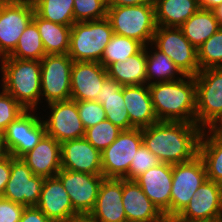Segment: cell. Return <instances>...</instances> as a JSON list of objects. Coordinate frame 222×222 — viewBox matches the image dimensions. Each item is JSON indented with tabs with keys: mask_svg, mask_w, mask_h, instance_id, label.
I'll return each instance as SVG.
<instances>
[{
	"mask_svg": "<svg viewBox=\"0 0 222 222\" xmlns=\"http://www.w3.org/2000/svg\"><path fill=\"white\" fill-rule=\"evenodd\" d=\"M202 129L195 123L158 121L142 128L143 144L161 163H184L198 155Z\"/></svg>",
	"mask_w": 222,
	"mask_h": 222,
	"instance_id": "1",
	"label": "cell"
},
{
	"mask_svg": "<svg viewBox=\"0 0 222 222\" xmlns=\"http://www.w3.org/2000/svg\"><path fill=\"white\" fill-rule=\"evenodd\" d=\"M149 86L158 121L196 124V84L194 76L154 83Z\"/></svg>",
	"mask_w": 222,
	"mask_h": 222,
	"instance_id": "2",
	"label": "cell"
},
{
	"mask_svg": "<svg viewBox=\"0 0 222 222\" xmlns=\"http://www.w3.org/2000/svg\"><path fill=\"white\" fill-rule=\"evenodd\" d=\"M1 88L26 110L41 107V63L38 60L3 58ZM39 106V107H38Z\"/></svg>",
	"mask_w": 222,
	"mask_h": 222,
	"instance_id": "3",
	"label": "cell"
},
{
	"mask_svg": "<svg viewBox=\"0 0 222 222\" xmlns=\"http://www.w3.org/2000/svg\"><path fill=\"white\" fill-rule=\"evenodd\" d=\"M109 19L75 22L71 26L68 56L74 61L100 62L113 37Z\"/></svg>",
	"mask_w": 222,
	"mask_h": 222,
	"instance_id": "4",
	"label": "cell"
},
{
	"mask_svg": "<svg viewBox=\"0 0 222 222\" xmlns=\"http://www.w3.org/2000/svg\"><path fill=\"white\" fill-rule=\"evenodd\" d=\"M114 34L133 38L144 46L152 43L156 31L154 4L107 7Z\"/></svg>",
	"mask_w": 222,
	"mask_h": 222,
	"instance_id": "5",
	"label": "cell"
},
{
	"mask_svg": "<svg viewBox=\"0 0 222 222\" xmlns=\"http://www.w3.org/2000/svg\"><path fill=\"white\" fill-rule=\"evenodd\" d=\"M196 84V124L205 130L222 112V67L200 70Z\"/></svg>",
	"mask_w": 222,
	"mask_h": 222,
	"instance_id": "6",
	"label": "cell"
},
{
	"mask_svg": "<svg viewBox=\"0 0 222 222\" xmlns=\"http://www.w3.org/2000/svg\"><path fill=\"white\" fill-rule=\"evenodd\" d=\"M41 63V104L71 99V68L68 54L45 55ZM44 100V101H43Z\"/></svg>",
	"mask_w": 222,
	"mask_h": 222,
	"instance_id": "7",
	"label": "cell"
},
{
	"mask_svg": "<svg viewBox=\"0 0 222 222\" xmlns=\"http://www.w3.org/2000/svg\"><path fill=\"white\" fill-rule=\"evenodd\" d=\"M152 44L166 54L184 76L195 77L200 71L197 49L180 28L157 26Z\"/></svg>",
	"mask_w": 222,
	"mask_h": 222,
	"instance_id": "8",
	"label": "cell"
},
{
	"mask_svg": "<svg viewBox=\"0 0 222 222\" xmlns=\"http://www.w3.org/2000/svg\"><path fill=\"white\" fill-rule=\"evenodd\" d=\"M35 13L32 0H0V54L9 56Z\"/></svg>",
	"mask_w": 222,
	"mask_h": 222,
	"instance_id": "9",
	"label": "cell"
},
{
	"mask_svg": "<svg viewBox=\"0 0 222 222\" xmlns=\"http://www.w3.org/2000/svg\"><path fill=\"white\" fill-rule=\"evenodd\" d=\"M142 144V128L122 130L116 140L101 152L102 175L127 179L132 159Z\"/></svg>",
	"mask_w": 222,
	"mask_h": 222,
	"instance_id": "10",
	"label": "cell"
},
{
	"mask_svg": "<svg viewBox=\"0 0 222 222\" xmlns=\"http://www.w3.org/2000/svg\"><path fill=\"white\" fill-rule=\"evenodd\" d=\"M206 180V168L199 155L190 161L172 165L170 221L184 209L199 186Z\"/></svg>",
	"mask_w": 222,
	"mask_h": 222,
	"instance_id": "11",
	"label": "cell"
},
{
	"mask_svg": "<svg viewBox=\"0 0 222 222\" xmlns=\"http://www.w3.org/2000/svg\"><path fill=\"white\" fill-rule=\"evenodd\" d=\"M40 114L41 112L37 110H26L7 126L3 132V138L10 155L21 158L46 134L45 124Z\"/></svg>",
	"mask_w": 222,
	"mask_h": 222,
	"instance_id": "12",
	"label": "cell"
},
{
	"mask_svg": "<svg viewBox=\"0 0 222 222\" xmlns=\"http://www.w3.org/2000/svg\"><path fill=\"white\" fill-rule=\"evenodd\" d=\"M222 185L204 181L184 209L170 222H221Z\"/></svg>",
	"mask_w": 222,
	"mask_h": 222,
	"instance_id": "13",
	"label": "cell"
},
{
	"mask_svg": "<svg viewBox=\"0 0 222 222\" xmlns=\"http://www.w3.org/2000/svg\"><path fill=\"white\" fill-rule=\"evenodd\" d=\"M45 107L49 108V112L46 111L45 115L42 113L41 117L47 135L53 137L60 144L84 137L85 127L79 116L77 101L71 99L56 101L48 103Z\"/></svg>",
	"mask_w": 222,
	"mask_h": 222,
	"instance_id": "14",
	"label": "cell"
},
{
	"mask_svg": "<svg viewBox=\"0 0 222 222\" xmlns=\"http://www.w3.org/2000/svg\"><path fill=\"white\" fill-rule=\"evenodd\" d=\"M56 177L69 195L73 210L78 215H89L94 208L100 185L105 178L102 174H89L61 169Z\"/></svg>",
	"mask_w": 222,
	"mask_h": 222,
	"instance_id": "15",
	"label": "cell"
},
{
	"mask_svg": "<svg viewBox=\"0 0 222 222\" xmlns=\"http://www.w3.org/2000/svg\"><path fill=\"white\" fill-rule=\"evenodd\" d=\"M45 178L34 175L22 158L11 155V173L2 197L25 207L36 206Z\"/></svg>",
	"mask_w": 222,
	"mask_h": 222,
	"instance_id": "16",
	"label": "cell"
},
{
	"mask_svg": "<svg viewBox=\"0 0 222 222\" xmlns=\"http://www.w3.org/2000/svg\"><path fill=\"white\" fill-rule=\"evenodd\" d=\"M107 69L100 62L76 61L71 68V100L96 101Z\"/></svg>",
	"mask_w": 222,
	"mask_h": 222,
	"instance_id": "17",
	"label": "cell"
},
{
	"mask_svg": "<svg viewBox=\"0 0 222 222\" xmlns=\"http://www.w3.org/2000/svg\"><path fill=\"white\" fill-rule=\"evenodd\" d=\"M135 181L158 210L170 221L172 165L160 163L137 177Z\"/></svg>",
	"mask_w": 222,
	"mask_h": 222,
	"instance_id": "18",
	"label": "cell"
},
{
	"mask_svg": "<svg viewBox=\"0 0 222 222\" xmlns=\"http://www.w3.org/2000/svg\"><path fill=\"white\" fill-rule=\"evenodd\" d=\"M61 169L102 174L101 152L84 137L61 143Z\"/></svg>",
	"mask_w": 222,
	"mask_h": 222,
	"instance_id": "19",
	"label": "cell"
},
{
	"mask_svg": "<svg viewBox=\"0 0 222 222\" xmlns=\"http://www.w3.org/2000/svg\"><path fill=\"white\" fill-rule=\"evenodd\" d=\"M122 202L127 222H168L135 180L122 179Z\"/></svg>",
	"mask_w": 222,
	"mask_h": 222,
	"instance_id": "20",
	"label": "cell"
},
{
	"mask_svg": "<svg viewBox=\"0 0 222 222\" xmlns=\"http://www.w3.org/2000/svg\"><path fill=\"white\" fill-rule=\"evenodd\" d=\"M36 207L53 222H70L78 216L67 191L56 176L45 178Z\"/></svg>",
	"mask_w": 222,
	"mask_h": 222,
	"instance_id": "21",
	"label": "cell"
},
{
	"mask_svg": "<svg viewBox=\"0 0 222 222\" xmlns=\"http://www.w3.org/2000/svg\"><path fill=\"white\" fill-rule=\"evenodd\" d=\"M89 216L98 222H127L122 202V179H103Z\"/></svg>",
	"mask_w": 222,
	"mask_h": 222,
	"instance_id": "22",
	"label": "cell"
},
{
	"mask_svg": "<svg viewBox=\"0 0 222 222\" xmlns=\"http://www.w3.org/2000/svg\"><path fill=\"white\" fill-rule=\"evenodd\" d=\"M61 144L45 134L39 143L21 158L34 175L55 177L61 170Z\"/></svg>",
	"mask_w": 222,
	"mask_h": 222,
	"instance_id": "23",
	"label": "cell"
},
{
	"mask_svg": "<svg viewBox=\"0 0 222 222\" xmlns=\"http://www.w3.org/2000/svg\"><path fill=\"white\" fill-rule=\"evenodd\" d=\"M123 98L130 123L135 128H145L158 122L147 84L123 86Z\"/></svg>",
	"mask_w": 222,
	"mask_h": 222,
	"instance_id": "24",
	"label": "cell"
},
{
	"mask_svg": "<svg viewBox=\"0 0 222 222\" xmlns=\"http://www.w3.org/2000/svg\"><path fill=\"white\" fill-rule=\"evenodd\" d=\"M96 101L102 104L106 119L122 130L135 128L129 120L123 98V86L114 79L107 78L101 87Z\"/></svg>",
	"mask_w": 222,
	"mask_h": 222,
	"instance_id": "25",
	"label": "cell"
},
{
	"mask_svg": "<svg viewBox=\"0 0 222 222\" xmlns=\"http://www.w3.org/2000/svg\"><path fill=\"white\" fill-rule=\"evenodd\" d=\"M157 26L179 28L200 7L198 0H153Z\"/></svg>",
	"mask_w": 222,
	"mask_h": 222,
	"instance_id": "26",
	"label": "cell"
},
{
	"mask_svg": "<svg viewBox=\"0 0 222 222\" xmlns=\"http://www.w3.org/2000/svg\"><path fill=\"white\" fill-rule=\"evenodd\" d=\"M146 47L130 56L126 61H118L107 68L108 77L122 86L147 84Z\"/></svg>",
	"mask_w": 222,
	"mask_h": 222,
	"instance_id": "27",
	"label": "cell"
},
{
	"mask_svg": "<svg viewBox=\"0 0 222 222\" xmlns=\"http://www.w3.org/2000/svg\"><path fill=\"white\" fill-rule=\"evenodd\" d=\"M32 21L39 30L46 55L68 54L71 26L47 21L36 13H34Z\"/></svg>",
	"mask_w": 222,
	"mask_h": 222,
	"instance_id": "28",
	"label": "cell"
},
{
	"mask_svg": "<svg viewBox=\"0 0 222 222\" xmlns=\"http://www.w3.org/2000/svg\"><path fill=\"white\" fill-rule=\"evenodd\" d=\"M179 28L185 38L198 49L221 27L212 10L199 9Z\"/></svg>",
	"mask_w": 222,
	"mask_h": 222,
	"instance_id": "29",
	"label": "cell"
},
{
	"mask_svg": "<svg viewBox=\"0 0 222 222\" xmlns=\"http://www.w3.org/2000/svg\"><path fill=\"white\" fill-rule=\"evenodd\" d=\"M145 47L147 58V85L174 81L184 76L174 62L166 54L158 50L152 43Z\"/></svg>",
	"mask_w": 222,
	"mask_h": 222,
	"instance_id": "30",
	"label": "cell"
},
{
	"mask_svg": "<svg viewBox=\"0 0 222 222\" xmlns=\"http://www.w3.org/2000/svg\"><path fill=\"white\" fill-rule=\"evenodd\" d=\"M198 155L202 158L207 179L222 185V136L202 131Z\"/></svg>",
	"mask_w": 222,
	"mask_h": 222,
	"instance_id": "31",
	"label": "cell"
},
{
	"mask_svg": "<svg viewBox=\"0 0 222 222\" xmlns=\"http://www.w3.org/2000/svg\"><path fill=\"white\" fill-rule=\"evenodd\" d=\"M35 13L53 23L72 26L74 21V0H32Z\"/></svg>",
	"mask_w": 222,
	"mask_h": 222,
	"instance_id": "32",
	"label": "cell"
},
{
	"mask_svg": "<svg viewBox=\"0 0 222 222\" xmlns=\"http://www.w3.org/2000/svg\"><path fill=\"white\" fill-rule=\"evenodd\" d=\"M46 55L41 36L36 24L31 23L25 28L17 42L15 50L7 57L20 60H38L40 61Z\"/></svg>",
	"mask_w": 222,
	"mask_h": 222,
	"instance_id": "33",
	"label": "cell"
},
{
	"mask_svg": "<svg viewBox=\"0 0 222 222\" xmlns=\"http://www.w3.org/2000/svg\"><path fill=\"white\" fill-rule=\"evenodd\" d=\"M145 46L129 37L114 34L105 48L100 63L107 69L115 62L126 61L130 56L139 53Z\"/></svg>",
	"mask_w": 222,
	"mask_h": 222,
	"instance_id": "34",
	"label": "cell"
},
{
	"mask_svg": "<svg viewBox=\"0 0 222 222\" xmlns=\"http://www.w3.org/2000/svg\"><path fill=\"white\" fill-rule=\"evenodd\" d=\"M200 70L222 67V27L197 49Z\"/></svg>",
	"mask_w": 222,
	"mask_h": 222,
	"instance_id": "35",
	"label": "cell"
},
{
	"mask_svg": "<svg viewBox=\"0 0 222 222\" xmlns=\"http://www.w3.org/2000/svg\"><path fill=\"white\" fill-rule=\"evenodd\" d=\"M121 131L122 129L106 119L95 126L85 129L84 138L95 149L102 152L116 140Z\"/></svg>",
	"mask_w": 222,
	"mask_h": 222,
	"instance_id": "36",
	"label": "cell"
},
{
	"mask_svg": "<svg viewBox=\"0 0 222 222\" xmlns=\"http://www.w3.org/2000/svg\"><path fill=\"white\" fill-rule=\"evenodd\" d=\"M73 13L75 22L106 18V0H74Z\"/></svg>",
	"mask_w": 222,
	"mask_h": 222,
	"instance_id": "37",
	"label": "cell"
},
{
	"mask_svg": "<svg viewBox=\"0 0 222 222\" xmlns=\"http://www.w3.org/2000/svg\"><path fill=\"white\" fill-rule=\"evenodd\" d=\"M0 132L3 133L7 126L15 121L26 111L17 100L5 92L0 86Z\"/></svg>",
	"mask_w": 222,
	"mask_h": 222,
	"instance_id": "38",
	"label": "cell"
},
{
	"mask_svg": "<svg viewBox=\"0 0 222 222\" xmlns=\"http://www.w3.org/2000/svg\"><path fill=\"white\" fill-rule=\"evenodd\" d=\"M160 163L159 159L142 144L137 150L135 157L132 159L129 172L127 173V179L135 180L144 172Z\"/></svg>",
	"mask_w": 222,
	"mask_h": 222,
	"instance_id": "39",
	"label": "cell"
},
{
	"mask_svg": "<svg viewBox=\"0 0 222 222\" xmlns=\"http://www.w3.org/2000/svg\"><path fill=\"white\" fill-rule=\"evenodd\" d=\"M77 108L85 129L106 120L105 110L98 101H77Z\"/></svg>",
	"mask_w": 222,
	"mask_h": 222,
	"instance_id": "40",
	"label": "cell"
},
{
	"mask_svg": "<svg viewBox=\"0 0 222 222\" xmlns=\"http://www.w3.org/2000/svg\"><path fill=\"white\" fill-rule=\"evenodd\" d=\"M25 206L0 197V222H19Z\"/></svg>",
	"mask_w": 222,
	"mask_h": 222,
	"instance_id": "41",
	"label": "cell"
},
{
	"mask_svg": "<svg viewBox=\"0 0 222 222\" xmlns=\"http://www.w3.org/2000/svg\"><path fill=\"white\" fill-rule=\"evenodd\" d=\"M19 222H53L36 206L25 207Z\"/></svg>",
	"mask_w": 222,
	"mask_h": 222,
	"instance_id": "42",
	"label": "cell"
},
{
	"mask_svg": "<svg viewBox=\"0 0 222 222\" xmlns=\"http://www.w3.org/2000/svg\"><path fill=\"white\" fill-rule=\"evenodd\" d=\"M11 173V155L0 160V197H2Z\"/></svg>",
	"mask_w": 222,
	"mask_h": 222,
	"instance_id": "43",
	"label": "cell"
},
{
	"mask_svg": "<svg viewBox=\"0 0 222 222\" xmlns=\"http://www.w3.org/2000/svg\"><path fill=\"white\" fill-rule=\"evenodd\" d=\"M142 4H154L153 0H106L107 7L135 6Z\"/></svg>",
	"mask_w": 222,
	"mask_h": 222,
	"instance_id": "44",
	"label": "cell"
},
{
	"mask_svg": "<svg viewBox=\"0 0 222 222\" xmlns=\"http://www.w3.org/2000/svg\"><path fill=\"white\" fill-rule=\"evenodd\" d=\"M207 133L222 136V112L217 118L205 129Z\"/></svg>",
	"mask_w": 222,
	"mask_h": 222,
	"instance_id": "45",
	"label": "cell"
},
{
	"mask_svg": "<svg viewBox=\"0 0 222 222\" xmlns=\"http://www.w3.org/2000/svg\"><path fill=\"white\" fill-rule=\"evenodd\" d=\"M200 9L213 10L222 4V0H198Z\"/></svg>",
	"mask_w": 222,
	"mask_h": 222,
	"instance_id": "46",
	"label": "cell"
},
{
	"mask_svg": "<svg viewBox=\"0 0 222 222\" xmlns=\"http://www.w3.org/2000/svg\"><path fill=\"white\" fill-rule=\"evenodd\" d=\"M9 153L6 149L4 138H3V133L0 132V160L8 156Z\"/></svg>",
	"mask_w": 222,
	"mask_h": 222,
	"instance_id": "47",
	"label": "cell"
},
{
	"mask_svg": "<svg viewBox=\"0 0 222 222\" xmlns=\"http://www.w3.org/2000/svg\"><path fill=\"white\" fill-rule=\"evenodd\" d=\"M70 222H98L89 215H78L74 217Z\"/></svg>",
	"mask_w": 222,
	"mask_h": 222,
	"instance_id": "48",
	"label": "cell"
},
{
	"mask_svg": "<svg viewBox=\"0 0 222 222\" xmlns=\"http://www.w3.org/2000/svg\"><path fill=\"white\" fill-rule=\"evenodd\" d=\"M212 11H213L215 18L217 19L220 27H222V4L215 7Z\"/></svg>",
	"mask_w": 222,
	"mask_h": 222,
	"instance_id": "49",
	"label": "cell"
},
{
	"mask_svg": "<svg viewBox=\"0 0 222 222\" xmlns=\"http://www.w3.org/2000/svg\"><path fill=\"white\" fill-rule=\"evenodd\" d=\"M2 62H3V57H2V55L0 54V69H1Z\"/></svg>",
	"mask_w": 222,
	"mask_h": 222,
	"instance_id": "50",
	"label": "cell"
}]
</instances>
